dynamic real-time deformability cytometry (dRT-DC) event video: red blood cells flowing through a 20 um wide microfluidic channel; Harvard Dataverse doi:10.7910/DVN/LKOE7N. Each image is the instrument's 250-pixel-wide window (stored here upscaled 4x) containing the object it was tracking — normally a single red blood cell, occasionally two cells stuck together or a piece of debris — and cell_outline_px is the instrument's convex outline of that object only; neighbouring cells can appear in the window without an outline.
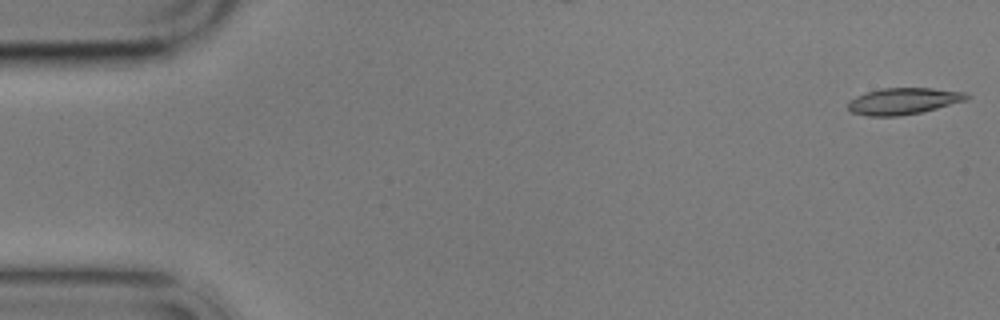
{"species": "common noctule bat (a hibernating species)", "species_latin": "Nyctalus noctula", "temperature_condition": "cold", "stored_images_in_passage": 15, "camera_frame_rate_fps": 3000, "um_per_image_px": 0.085, "animal": {"sex": "male", "body_mass_g": 17.9}, "frame": {"image": 1, "passage_image": 1, "time_ms": 0.0, "image_size_px": [1000, 320], "cell_outline_px": [[972, 96], [964, 100], [936, 108], [920, 112], [896, 116], [868, 116], [852, 112], [848, 108], [848, 104], [856, 96], [864, 92], [880, 88], [932, 88], [964, 92]], "centroid_in_image_um": [76.76, 8.58], "position_along_channel_um": 8.2, "area_um2": 18.09}}
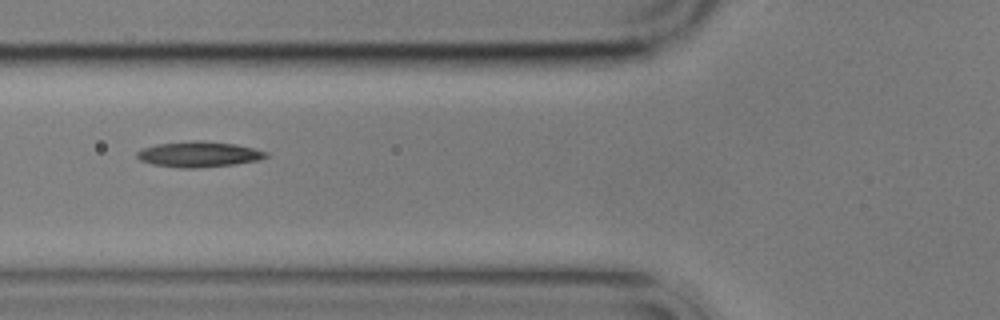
{"frame": {"image": 2, "passage_image": 6, "time_ms": 6.667, "image_size_px": [1000, 320], "cell_outline_px": [[268, 156], [260, 160], [232, 164], [196, 168], [180, 168], [152, 164], [140, 160], [136, 156], [136, 152], [144, 148], [156, 144], [196, 140], [204, 140], [236, 144], [268, 152]], "centroid_in_image_um": [16.89, 13.11], "position_along_channel_um": 108.9, "area_um2": 19.19}}
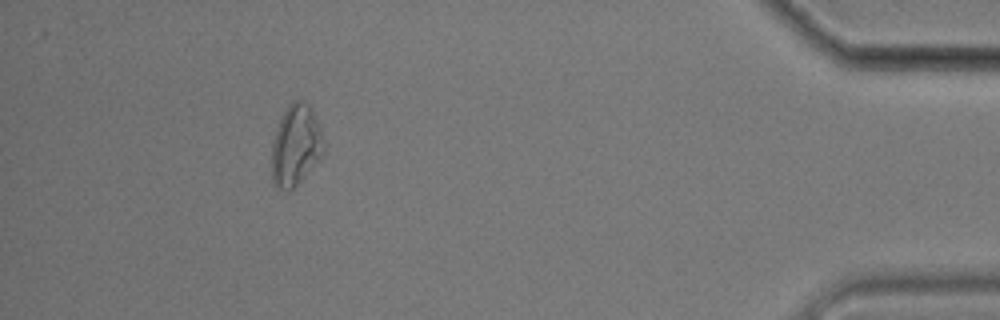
{"frame": {"image": 3, "passage_image": 14, "time_ms": 17.0, "image_size_px": [1000, 320], "cell_outline_px": [[324, 152], [320, 160], [288, 192], [276, 188], [272, 180], [272, 140], [276, 128], [288, 104], [292, 100], [304, 100], [312, 108], [320, 128], [324, 140]], "centroid_in_image_um": [25.14, 12.34], "position_along_channel_um": 410.1, "area_um2": 24.74}, "authors_computed_cell_mechanics": {"area_um2": 18.6694, "velocity_mm_per_s": 3.4685, "shape_relaxation_time_tau1_ms": null, "shape_relaxation_time_tau2_ms": 7.3128, "deformation_change_tau1": null, "deformation_change_tau2": 0.1549}}